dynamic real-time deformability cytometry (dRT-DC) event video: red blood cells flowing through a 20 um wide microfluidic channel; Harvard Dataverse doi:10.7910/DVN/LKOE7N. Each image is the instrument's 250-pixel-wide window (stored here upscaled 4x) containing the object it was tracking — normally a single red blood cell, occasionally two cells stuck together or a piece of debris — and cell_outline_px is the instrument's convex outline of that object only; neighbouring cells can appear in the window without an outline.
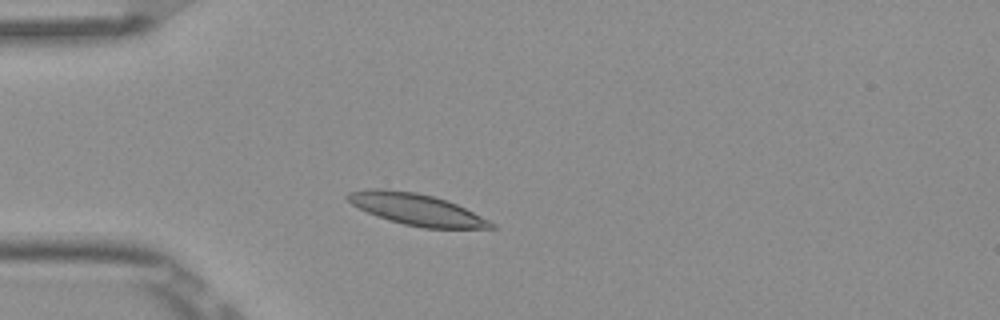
{"species": "Egyptian fruit bat (a non-hibernating species)", "species_latin": "Rousettus aegyptiacus", "temperature_condition": "room temperature", "stored_images_in_passage": 3, "camera_frame_rate_fps": 3000, "um_per_image_px": 0.085, "frame": {"image": 1, "passage_image": 2, "time_ms": 0.333, "image_size_px": [1000, 320], "cell_outline_px": [[496, 228], [424, 228], [404, 224], [376, 216], [352, 204], [344, 196], [348, 192], [368, 188], [384, 188], [416, 192], [432, 196], [456, 204], [496, 224]], "centroid_in_image_um": [35.35, 17.78], "position_along_channel_um": 49.6, "area_um2": 26.07}}